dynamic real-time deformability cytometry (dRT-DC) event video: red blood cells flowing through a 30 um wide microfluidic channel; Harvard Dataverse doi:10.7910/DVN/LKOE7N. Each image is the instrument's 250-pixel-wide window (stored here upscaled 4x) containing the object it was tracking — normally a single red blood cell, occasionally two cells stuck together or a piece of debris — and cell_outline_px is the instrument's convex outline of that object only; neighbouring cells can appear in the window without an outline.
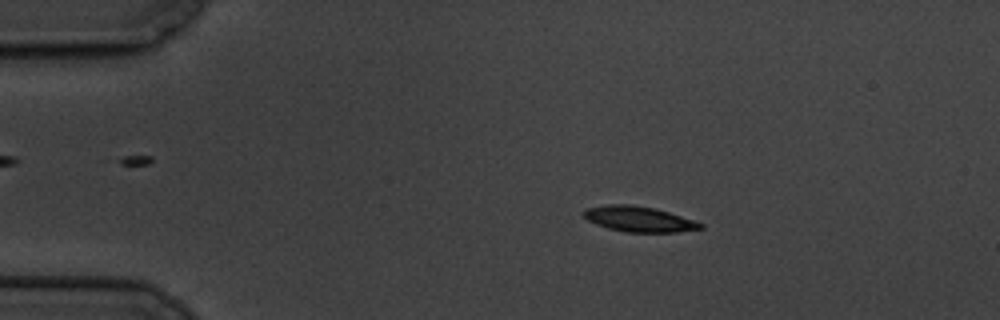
{"species": "common noctule bat (a hibernating species)", "species_latin": "Nyctalus noctula", "temperature_condition": "cold", "stored_images_in_passage": 6, "camera_frame_rate_fps": 3000, "um_per_image_px": 0.085, "animal": {"sex": "male", "body_mass_g": 19.5, "forearm_length_mm": 54.6}, "frame": {"image": 1, "passage_image": 3, "time_ms": 2.333, "image_size_px": [1000, 320], "cell_outline_px": [[704, 228], [676, 232], [624, 232], [608, 228], [596, 224], [588, 220], [584, 216], [584, 212], [588, 208], [608, 204], [628, 204], [656, 208], [704, 224]], "centroid_in_image_um": [54.31, 18.62], "position_along_channel_um": 30.7, "area_um2": 17.11}}
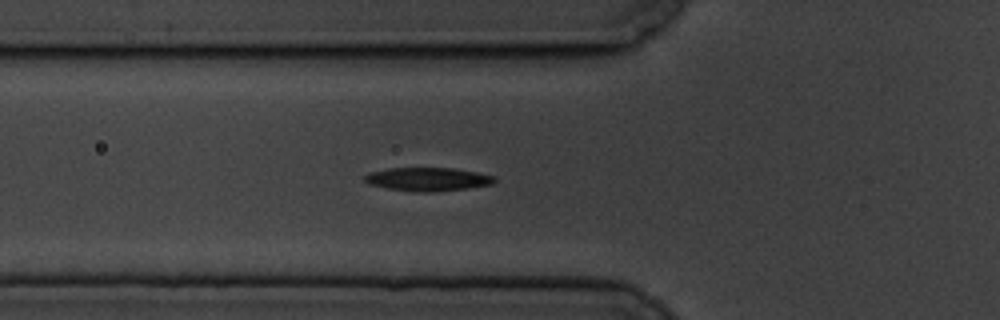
{"frame": {"image": 2, "passage_image": 6, "time_ms": 5.667, "image_size_px": [1000, 320], "cell_outline_px": [[496, 180], [492, 184], [468, 188], [432, 192], [416, 192], [388, 188], [368, 184], [364, 180], [364, 176], [368, 172], [388, 168], [452, 168], [476, 172], [496, 176]], "centroid_in_image_um": [36.34, 15.23], "position_along_channel_um": 89.5, "area_um2": 17.8}}